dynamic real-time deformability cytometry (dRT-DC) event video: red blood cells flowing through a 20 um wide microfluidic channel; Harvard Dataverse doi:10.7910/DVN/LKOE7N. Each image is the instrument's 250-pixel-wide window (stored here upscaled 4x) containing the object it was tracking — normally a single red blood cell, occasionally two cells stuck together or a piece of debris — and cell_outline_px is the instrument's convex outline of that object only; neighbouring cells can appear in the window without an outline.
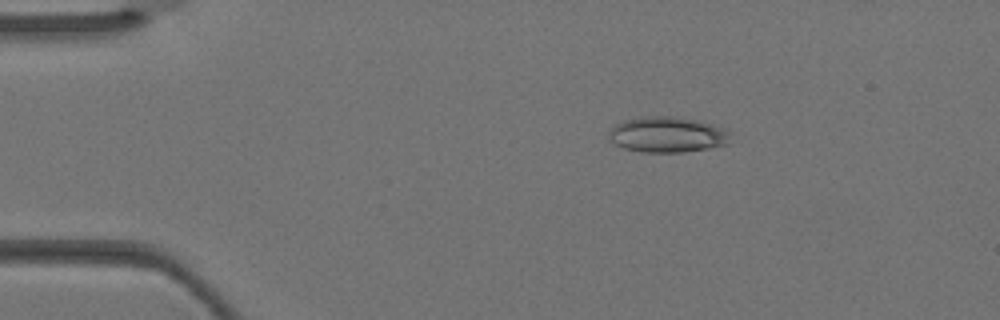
{"species": "Egyptian fruit bat (a non-hibernating species)", "species_latin": "Rousettus aegyptiacus", "temperature_condition": "warm", "stored_images_in_passage": 2, "camera_frame_rate_fps": 3000, "um_per_image_px": 0.085, "animal": {"sex": "female"}, "frame": {"image": 1, "passage_image": 1, "time_ms": 0.0, "image_size_px": [1000, 320], "cell_outline_px": [[728, 132], [724, 144], [708, 148], [684, 152], [640, 152], [624, 148], [616, 144], [608, 136], [608, 132], [616, 124], [624, 120], [640, 116], [676, 116], [696, 120], [724, 128]], "centroid_in_image_um": [56.64, 11.43], "position_along_channel_um": 28.4, "area_um2": 24.91}}